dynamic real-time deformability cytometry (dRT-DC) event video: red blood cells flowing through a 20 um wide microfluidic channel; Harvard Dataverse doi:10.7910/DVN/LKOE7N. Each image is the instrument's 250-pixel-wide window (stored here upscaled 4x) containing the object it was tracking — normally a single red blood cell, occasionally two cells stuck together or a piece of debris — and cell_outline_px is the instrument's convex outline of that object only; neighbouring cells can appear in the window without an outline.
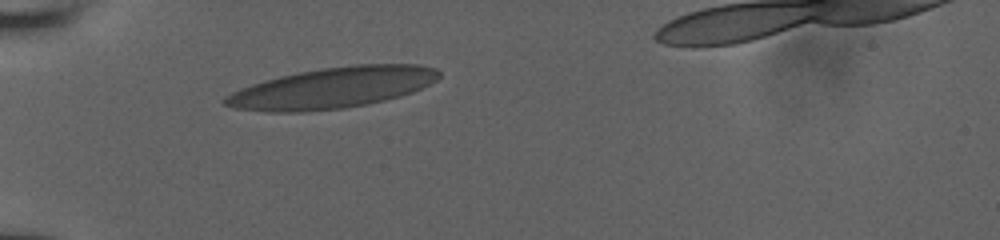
{"species": "human", "species_latin": "Homo sapiens", "temperature_condition": "room temperature", "stored_images_in_passage": 1, "camera_frame_rate_fps": 3000, "um_per_image_px": 0.085, "donor": {"sex": "male"}, "frame": {"image": 1, "passage_image": 1, "time_ms": 0.0, "image_size_px": [1000, 240], "cell_outline_px": [[440, 76], [436, 80], [412, 92], [400, 96], [384, 100], [344, 108], [300, 112], [268, 112], [236, 108], [224, 104], [224, 96], [240, 88], [264, 80], [280, 76], [320, 68], [356, 64], [416, 64], [436, 68], [440, 72]], "centroid_in_image_um": [28.24, 7.46], "position_along_channel_um": 56.8, "area_um2": 50.69}}